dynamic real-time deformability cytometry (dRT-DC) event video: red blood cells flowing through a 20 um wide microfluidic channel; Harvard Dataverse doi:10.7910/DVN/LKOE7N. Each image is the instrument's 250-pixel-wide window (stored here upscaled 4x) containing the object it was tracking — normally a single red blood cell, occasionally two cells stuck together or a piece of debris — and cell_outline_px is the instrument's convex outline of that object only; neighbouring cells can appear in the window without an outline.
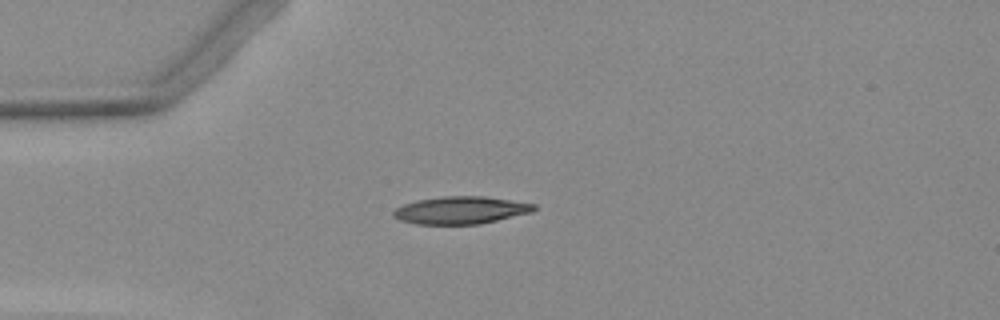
{"species": "Egyptian fruit bat (a non-hibernating species)", "species_latin": "Rousettus aegyptiacus", "temperature_condition": "warm", "stored_images_in_passage": 1, "camera_frame_rate_fps": 3000, "um_per_image_px": 0.085, "animal": {"sex": "female"}, "frame": {"image": 1, "passage_image": 1, "time_ms": 0.0, "image_size_px": [1000, 320], "cell_outline_px": [[536, 208], [532, 212], [480, 224], [416, 224], [400, 220], [392, 216], [392, 212], [396, 208], [404, 204], [416, 200], [440, 196], [484, 196], [536, 204]], "centroid_in_image_um": [39.14, 17.86], "position_along_channel_um": 45.9, "area_um2": 22.54}}